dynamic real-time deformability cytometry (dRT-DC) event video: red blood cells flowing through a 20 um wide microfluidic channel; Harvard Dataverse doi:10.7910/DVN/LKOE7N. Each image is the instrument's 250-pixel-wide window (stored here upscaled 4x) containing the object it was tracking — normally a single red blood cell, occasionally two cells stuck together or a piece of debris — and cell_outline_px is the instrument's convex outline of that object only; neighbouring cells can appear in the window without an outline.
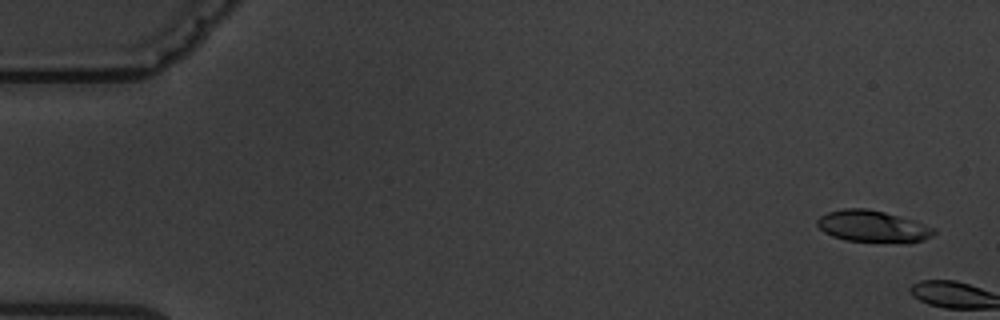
{"species": "common noctule bat (a hibernating species)", "species_latin": "Nyctalus noctula", "temperature_condition": "warm", "stored_images_in_passage": 2, "camera_frame_rate_fps": 3000, "um_per_image_px": 0.085, "animal": {"sex": "male", "body_mass_g": 19.5, "forearm_length_mm": 54.6}, "frame": {"image": 1, "passage_image": 1, "time_ms": 0.0, "image_size_px": [1000, 320], "cell_outline_px": [[936, 232], [932, 236], [924, 240], [908, 244], [844, 240], [832, 236], [824, 232], [816, 224], [816, 220], [820, 216], [828, 212], [844, 208], [868, 208], [884, 212], [912, 220], [936, 228]], "centroid_in_image_um": [74.2, 19.26], "position_along_channel_um": 10.8, "area_um2": 21.91}}